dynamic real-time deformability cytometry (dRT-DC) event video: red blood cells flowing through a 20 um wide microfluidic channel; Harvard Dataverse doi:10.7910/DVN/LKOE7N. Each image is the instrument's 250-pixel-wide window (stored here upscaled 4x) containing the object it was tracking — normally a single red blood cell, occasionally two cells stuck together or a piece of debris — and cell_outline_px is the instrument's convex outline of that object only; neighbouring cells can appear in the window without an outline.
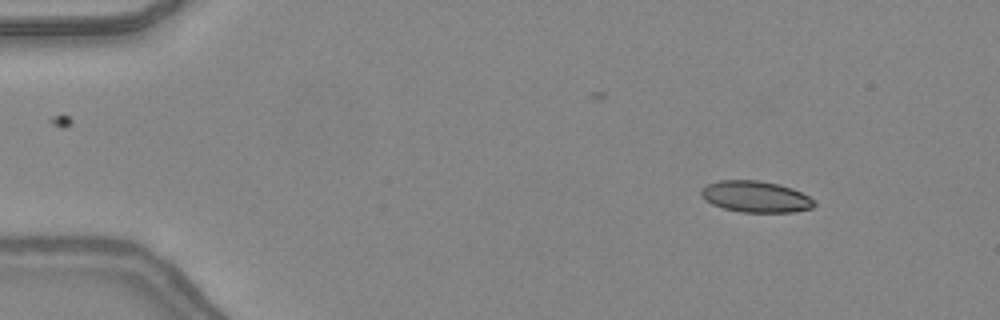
{"species": "common noctule bat (a hibernating species)", "species_latin": "Nyctalus noctula", "temperature_condition": "warm", "stored_images_in_passage": 47, "camera_frame_rate_fps": 3000, "um_per_image_px": 0.085, "animal": {"sex": "female", "body_mass_g": 24.6, "forearm_length_mm": 56.2}, "frame": {"image": 1, "passage_image": 6, "time_ms": 1.667, "image_size_px": [1000, 320], "cell_outline_px": [[816, 204], [812, 208], [792, 212], [740, 212], [724, 208], [712, 204], [700, 192], [708, 184], [720, 180], [756, 180], [780, 184], [792, 188], [808, 196]], "centroid_in_image_um": [64.26, 16.71], "position_along_channel_um": 20.7, "area_um2": 20.35}}
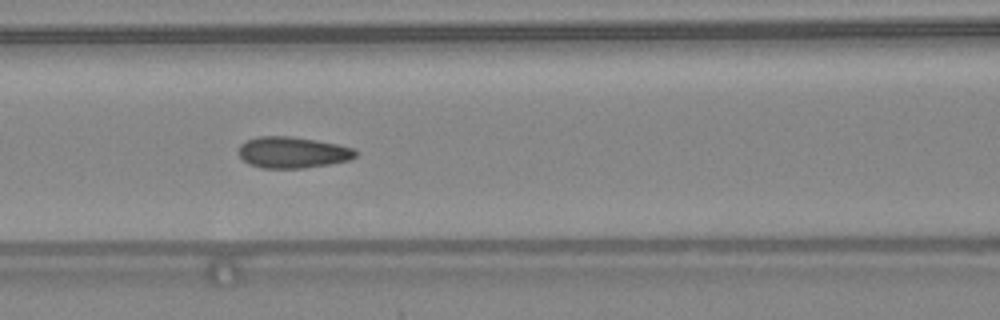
{"frame": {"image": 2, "passage_image": 21, "time_ms": 6.667, "image_size_px": [1000, 320], "cell_outline_px": [[356, 156], [348, 160], [328, 164], [304, 168], [264, 168], [248, 164], [236, 152], [240, 144], [256, 136], [292, 136], [316, 140], [336, 144], [352, 148], [356, 152]], "centroid_in_image_um": [24.81, 12.95], "position_along_channel_um": 141.8, "area_um2": 21.27}}
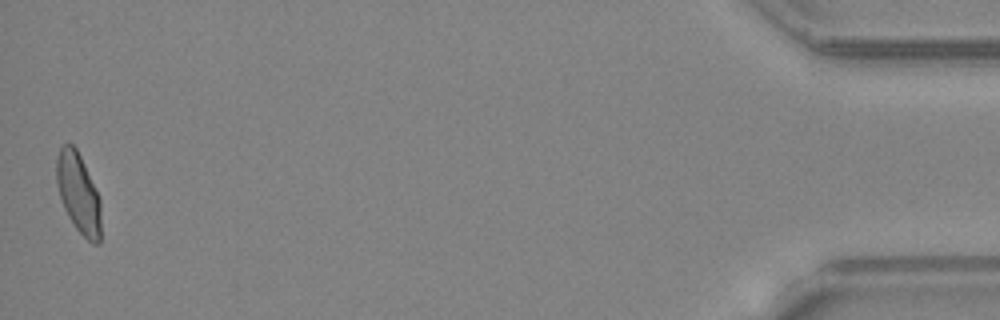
{"frame": {"image": 3, "passage_image": 47, "time_ms": 15.333, "image_size_px": [1000, 320], "cell_outline_px": [[100, 244], [92, 244], [76, 228], [68, 216], [64, 208], [56, 184], [56, 156], [60, 148], [64, 144], [72, 144], [76, 148], [80, 156], [100, 200]], "centroid_in_image_um": [6.64, 16.43], "position_along_channel_um": 428.6, "area_um2": 20.4}, "authors_computed_cell_mechanics": {"area_um2": 20.808, "velocity_mm_per_s": 4.3832, "shape_relaxation_time_tau1_ms": null, "shape_relaxation_time_tau2_ms": 0.9581, "deformation_change_tau1": null, "deformation_change_tau2": 0.0621}}